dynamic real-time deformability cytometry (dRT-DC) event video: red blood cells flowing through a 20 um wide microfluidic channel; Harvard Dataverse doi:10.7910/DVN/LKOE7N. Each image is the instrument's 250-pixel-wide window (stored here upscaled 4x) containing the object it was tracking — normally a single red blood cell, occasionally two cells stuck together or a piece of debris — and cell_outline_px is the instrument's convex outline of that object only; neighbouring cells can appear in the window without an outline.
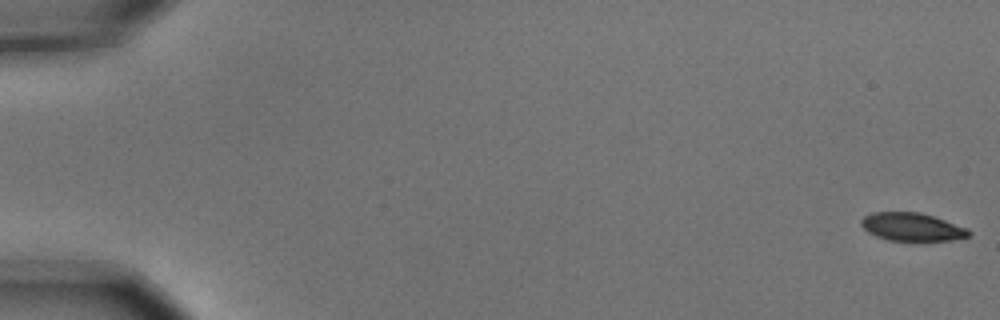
{"species": "common noctule bat (a hibernating species)", "species_latin": "Nyctalus noctula", "temperature_condition": "cold", "stored_images_in_passage": 8, "camera_frame_rate_fps": 3000, "um_per_image_px": 0.085, "animal": {"sex": "male", "body_mass_g": 15.6}, "frame": {"image": 1, "passage_image": 1, "time_ms": 0.0, "image_size_px": [1000, 320], "cell_outline_px": [[972, 232], [968, 236], [952, 240], [924, 244], [888, 240], [876, 236], [868, 232], [860, 224], [860, 220], [864, 216], [872, 212], [920, 212], [968, 228]], "centroid_in_image_um": [77.54, 19.34], "position_along_channel_um": 7.5, "area_um2": 18.38}}
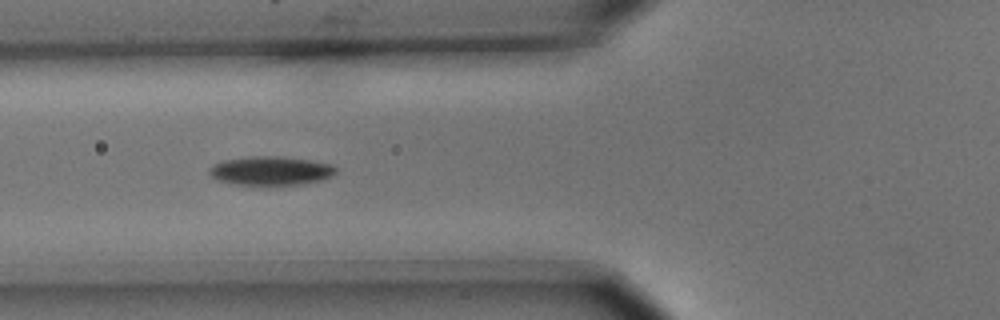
{"frame": {"image": 2, "passage_image": 7, "time_ms": 2.0, "image_size_px": [1000, 320], "cell_outline_px": [[336, 172], [320, 180], [304, 184], [236, 184], [216, 180], [208, 172], [208, 168], [212, 164], [224, 160], [248, 156], [276, 156], [308, 160], [332, 164], [336, 168]], "centroid_in_image_um": [22.95, 14.5], "position_along_channel_um": 102.8, "area_um2": 21.04}}
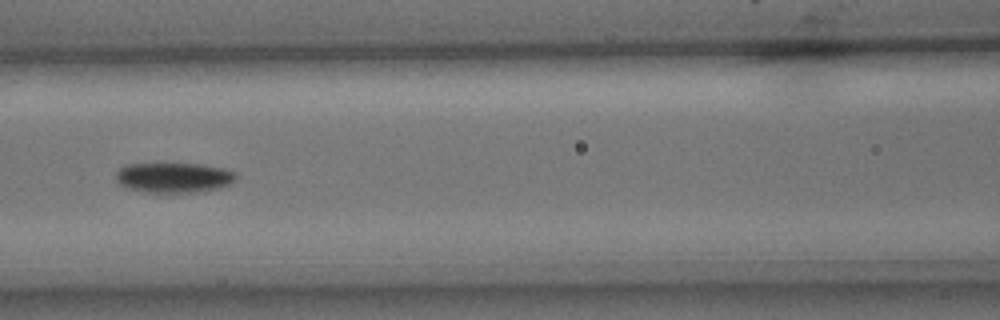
{"frame": {"image": 3, "passage_image": 8, "time_ms": 2.333, "image_size_px": [1000, 320], "cell_outline_px": [[236, 180], [232, 184], [220, 188], [204, 192], [148, 192], [124, 188], [116, 180], [116, 172], [120, 168], [128, 164], [196, 164], [224, 168], [236, 172]], "centroid_in_image_um": [14.81, 15.11], "position_along_channel_um": 151.8, "area_um2": 21.21}}